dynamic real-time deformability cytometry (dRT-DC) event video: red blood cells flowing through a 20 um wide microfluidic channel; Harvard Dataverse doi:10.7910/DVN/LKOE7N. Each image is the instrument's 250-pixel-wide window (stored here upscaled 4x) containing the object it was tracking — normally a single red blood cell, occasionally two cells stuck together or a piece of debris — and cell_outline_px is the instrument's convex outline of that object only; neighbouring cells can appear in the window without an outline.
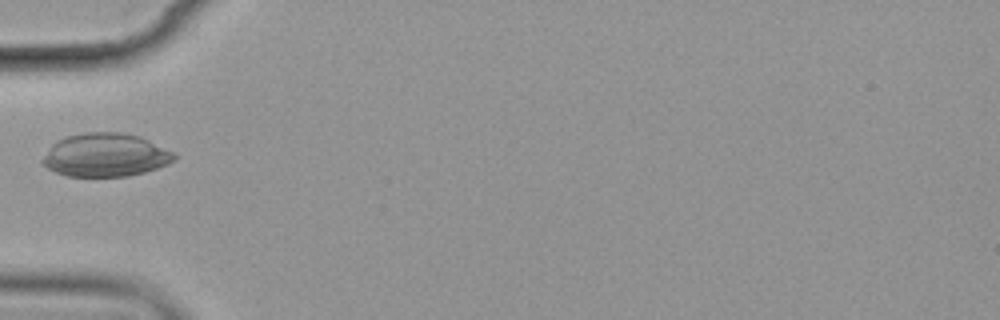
{"species": "common noctule bat (a hibernating species)", "species_latin": "Nyctalus noctula", "temperature_condition": "cold", "stored_images_in_passage": 5, "camera_frame_rate_fps": 3000, "um_per_image_px": 0.085, "animal": {"sex": "female", "body_mass_g": 19.9}, "frame": {"image": 1, "passage_image": 5, "time_ms": 5.333, "image_size_px": [1000, 320], "cell_outline_px": [[176, 160], [168, 164], [144, 172], [128, 176], [68, 176], [56, 172], [40, 164], [40, 160], [52, 144], [56, 140], [68, 136], [84, 132], [120, 132], [140, 136], [176, 152]], "centroid_in_image_um": [8.97, 13.17], "position_along_channel_um": 76.0, "area_um2": 33.52}}